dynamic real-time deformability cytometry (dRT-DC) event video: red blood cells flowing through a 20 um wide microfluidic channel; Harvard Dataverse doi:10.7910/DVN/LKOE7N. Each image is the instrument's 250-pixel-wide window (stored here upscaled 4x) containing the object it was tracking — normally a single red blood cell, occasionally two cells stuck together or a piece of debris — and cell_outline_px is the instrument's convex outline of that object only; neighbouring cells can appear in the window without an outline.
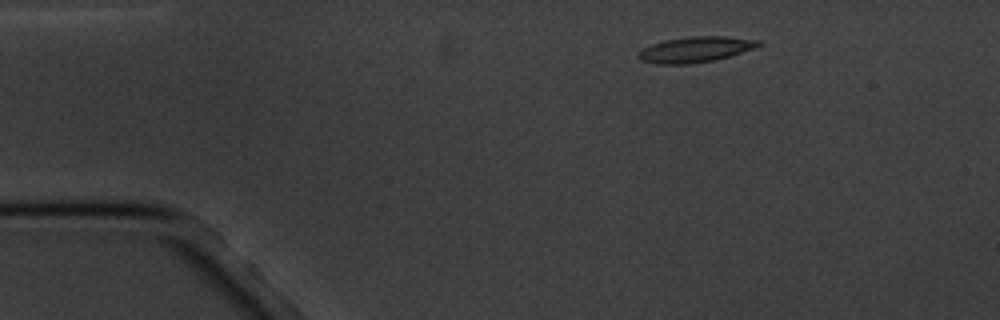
{"species": "common noctule bat (a hibernating species)", "species_latin": "Nyctalus noctula", "temperature_condition": "cold", "stored_images_in_passage": 3, "camera_frame_rate_fps": 3000, "um_per_image_px": 0.085, "animal": {"sex": "male", "body_mass_g": 20.1, "forearm_length_mm": 53.5}, "frame": {"image": 1, "passage_image": 1, "time_ms": 0.0, "image_size_px": [1000, 320], "cell_outline_px": [[764, 44], [756, 48], [716, 60], [688, 64], [660, 64], [640, 60], [636, 56], [644, 48], [652, 44], [664, 40], [688, 36], [724, 36], [760, 40]], "centroid_in_image_um": [59.16, 4.2], "position_along_channel_um": 25.8, "area_um2": 18.03}}